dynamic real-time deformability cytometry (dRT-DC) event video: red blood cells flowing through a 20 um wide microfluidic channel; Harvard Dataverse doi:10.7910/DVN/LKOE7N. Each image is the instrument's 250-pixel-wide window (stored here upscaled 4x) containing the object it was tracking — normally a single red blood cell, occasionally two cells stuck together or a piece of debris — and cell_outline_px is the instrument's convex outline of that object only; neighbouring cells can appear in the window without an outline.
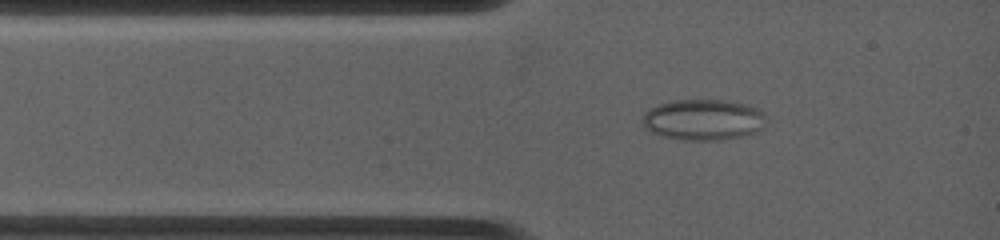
{"species": "common noctule bat (a hibernating species)", "species_latin": "Nyctalus noctula", "temperature_condition": "warm", "stored_images_in_passage": 3, "camera_frame_rate_fps": 4500, "um_per_image_px": 0.085, "animal": {"sex": "female", "body_mass_g": 19.0, "forearm_length_mm": 53.3}, "frame": {"image": 1, "passage_image": 2, "time_ms": 0.667, "image_size_px": [1000, 240], "cell_outline_px": [[764, 128], [740, 136], [720, 140], [680, 140], [664, 136], [652, 132], [644, 128], [640, 120], [644, 112], [648, 108], [672, 100], [728, 100], [748, 104], [764, 112]], "centroid_in_image_um": [59.73, 10.16], "position_along_channel_um": 25.3, "area_um2": 29.71}}